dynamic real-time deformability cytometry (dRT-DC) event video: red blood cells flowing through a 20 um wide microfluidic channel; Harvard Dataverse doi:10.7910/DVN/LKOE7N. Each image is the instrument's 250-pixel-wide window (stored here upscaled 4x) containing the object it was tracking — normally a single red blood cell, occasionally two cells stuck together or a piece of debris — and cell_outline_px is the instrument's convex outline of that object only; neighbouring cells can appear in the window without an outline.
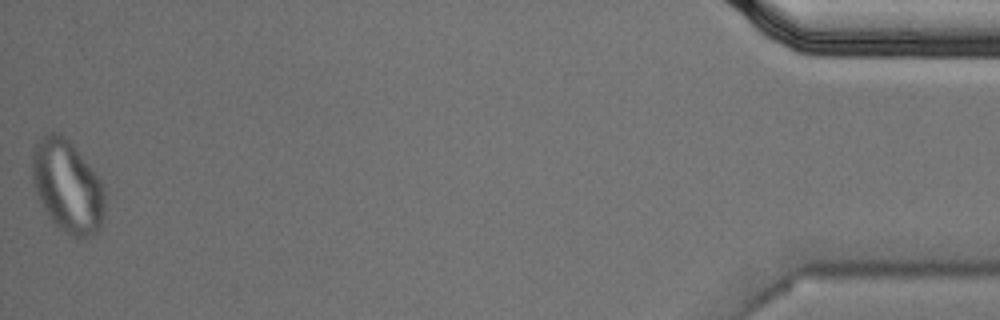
{"species": "Egyptian fruit bat (a non-hibernating species)", "species_latin": "Rousettus aegyptiacus", "temperature_condition": "cold", "stored_images_in_passage": 56, "segment_of_instrument_passage": [2, 2], "camera_frame_rate_fps": 3000, "um_per_image_px": 0.085, "animal": {"sex": "male"}, "frame": {"image": 1, "passage_image": 56, "time_ms": 18.333, "image_size_px": [1000, 320], "cell_outline_px": [[104, 216], [100, 228], [96, 232], [88, 236], [72, 236], [60, 228], [52, 220], [44, 208], [36, 192], [32, 180], [32, 144], [36, 140], [48, 132], [60, 132], [72, 144], [104, 184]], "centroid_in_image_um": [5.71, 15.78], "position_along_channel_um": 429.5, "area_um2": 39.02}}